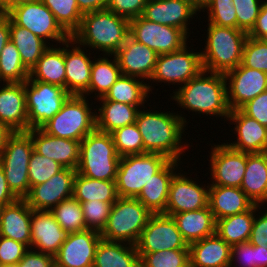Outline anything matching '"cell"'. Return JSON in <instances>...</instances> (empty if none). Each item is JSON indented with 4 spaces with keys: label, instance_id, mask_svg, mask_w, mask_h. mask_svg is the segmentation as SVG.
<instances>
[{
    "label": "cell",
    "instance_id": "obj_52",
    "mask_svg": "<svg viewBox=\"0 0 267 267\" xmlns=\"http://www.w3.org/2000/svg\"><path fill=\"white\" fill-rule=\"evenodd\" d=\"M148 0H110L106 9L129 20L142 16Z\"/></svg>",
    "mask_w": 267,
    "mask_h": 267
},
{
    "label": "cell",
    "instance_id": "obj_57",
    "mask_svg": "<svg viewBox=\"0 0 267 267\" xmlns=\"http://www.w3.org/2000/svg\"><path fill=\"white\" fill-rule=\"evenodd\" d=\"M248 36L267 40V0L263 2L256 24L248 33Z\"/></svg>",
    "mask_w": 267,
    "mask_h": 267
},
{
    "label": "cell",
    "instance_id": "obj_36",
    "mask_svg": "<svg viewBox=\"0 0 267 267\" xmlns=\"http://www.w3.org/2000/svg\"><path fill=\"white\" fill-rule=\"evenodd\" d=\"M147 82L144 80L121 75L110 87L109 91L98 101H116L133 106H145L150 97ZM146 102V103H145Z\"/></svg>",
    "mask_w": 267,
    "mask_h": 267
},
{
    "label": "cell",
    "instance_id": "obj_33",
    "mask_svg": "<svg viewBox=\"0 0 267 267\" xmlns=\"http://www.w3.org/2000/svg\"><path fill=\"white\" fill-rule=\"evenodd\" d=\"M51 46L43 53L37 63L29 71L30 80H37L65 88L64 42ZM61 45V46H60Z\"/></svg>",
    "mask_w": 267,
    "mask_h": 267
},
{
    "label": "cell",
    "instance_id": "obj_39",
    "mask_svg": "<svg viewBox=\"0 0 267 267\" xmlns=\"http://www.w3.org/2000/svg\"><path fill=\"white\" fill-rule=\"evenodd\" d=\"M255 217V205L246 212L216 220L215 233L230 246L248 242Z\"/></svg>",
    "mask_w": 267,
    "mask_h": 267
},
{
    "label": "cell",
    "instance_id": "obj_55",
    "mask_svg": "<svg viewBox=\"0 0 267 267\" xmlns=\"http://www.w3.org/2000/svg\"><path fill=\"white\" fill-rule=\"evenodd\" d=\"M240 110L267 127V90L244 104Z\"/></svg>",
    "mask_w": 267,
    "mask_h": 267
},
{
    "label": "cell",
    "instance_id": "obj_29",
    "mask_svg": "<svg viewBox=\"0 0 267 267\" xmlns=\"http://www.w3.org/2000/svg\"><path fill=\"white\" fill-rule=\"evenodd\" d=\"M190 267H229L231 246L216 233L189 244Z\"/></svg>",
    "mask_w": 267,
    "mask_h": 267
},
{
    "label": "cell",
    "instance_id": "obj_64",
    "mask_svg": "<svg viewBox=\"0 0 267 267\" xmlns=\"http://www.w3.org/2000/svg\"><path fill=\"white\" fill-rule=\"evenodd\" d=\"M190 3L201 13L212 0H189Z\"/></svg>",
    "mask_w": 267,
    "mask_h": 267
},
{
    "label": "cell",
    "instance_id": "obj_42",
    "mask_svg": "<svg viewBox=\"0 0 267 267\" xmlns=\"http://www.w3.org/2000/svg\"><path fill=\"white\" fill-rule=\"evenodd\" d=\"M50 212L67 234L87 229L81 203L73 196L61 201Z\"/></svg>",
    "mask_w": 267,
    "mask_h": 267
},
{
    "label": "cell",
    "instance_id": "obj_19",
    "mask_svg": "<svg viewBox=\"0 0 267 267\" xmlns=\"http://www.w3.org/2000/svg\"><path fill=\"white\" fill-rule=\"evenodd\" d=\"M101 239L100 232L92 229L67 234L54 256L55 267H93L96 248Z\"/></svg>",
    "mask_w": 267,
    "mask_h": 267
},
{
    "label": "cell",
    "instance_id": "obj_20",
    "mask_svg": "<svg viewBox=\"0 0 267 267\" xmlns=\"http://www.w3.org/2000/svg\"><path fill=\"white\" fill-rule=\"evenodd\" d=\"M84 49L88 53L71 37L64 42L65 89L70 95H84L89 89L93 60Z\"/></svg>",
    "mask_w": 267,
    "mask_h": 267
},
{
    "label": "cell",
    "instance_id": "obj_48",
    "mask_svg": "<svg viewBox=\"0 0 267 267\" xmlns=\"http://www.w3.org/2000/svg\"><path fill=\"white\" fill-rule=\"evenodd\" d=\"M207 12L208 23L220 27L237 28L236 8L232 0H212L201 12Z\"/></svg>",
    "mask_w": 267,
    "mask_h": 267
},
{
    "label": "cell",
    "instance_id": "obj_3",
    "mask_svg": "<svg viewBox=\"0 0 267 267\" xmlns=\"http://www.w3.org/2000/svg\"><path fill=\"white\" fill-rule=\"evenodd\" d=\"M129 35L130 20L104 9L83 14L71 38L85 48L101 51V55H114Z\"/></svg>",
    "mask_w": 267,
    "mask_h": 267
},
{
    "label": "cell",
    "instance_id": "obj_67",
    "mask_svg": "<svg viewBox=\"0 0 267 267\" xmlns=\"http://www.w3.org/2000/svg\"><path fill=\"white\" fill-rule=\"evenodd\" d=\"M106 4H108L110 2V0H103Z\"/></svg>",
    "mask_w": 267,
    "mask_h": 267
},
{
    "label": "cell",
    "instance_id": "obj_16",
    "mask_svg": "<svg viewBox=\"0 0 267 267\" xmlns=\"http://www.w3.org/2000/svg\"><path fill=\"white\" fill-rule=\"evenodd\" d=\"M180 170L171 179L168 200L166 204V215L173 216L177 213L195 211L208 207L209 183L199 184L196 178H189L187 174ZM186 174V175H185ZM195 179V181H194Z\"/></svg>",
    "mask_w": 267,
    "mask_h": 267
},
{
    "label": "cell",
    "instance_id": "obj_11",
    "mask_svg": "<svg viewBox=\"0 0 267 267\" xmlns=\"http://www.w3.org/2000/svg\"><path fill=\"white\" fill-rule=\"evenodd\" d=\"M28 130L41 128L62 108L70 94L62 86L37 80L24 82Z\"/></svg>",
    "mask_w": 267,
    "mask_h": 267
},
{
    "label": "cell",
    "instance_id": "obj_60",
    "mask_svg": "<svg viewBox=\"0 0 267 267\" xmlns=\"http://www.w3.org/2000/svg\"><path fill=\"white\" fill-rule=\"evenodd\" d=\"M10 40V19L5 16L0 19V53L2 49L6 45V43Z\"/></svg>",
    "mask_w": 267,
    "mask_h": 267
},
{
    "label": "cell",
    "instance_id": "obj_45",
    "mask_svg": "<svg viewBox=\"0 0 267 267\" xmlns=\"http://www.w3.org/2000/svg\"><path fill=\"white\" fill-rule=\"evenodd\" d=\"M140 267H190L189 249L138 253Z\"/></svg>",
    "mask_w": 267,
    "mask_h": 267
},
{
    "label": "cell",
    "instance_id": "obj_58",
    "mask_svg": "<svg viewBox=\"0 0 267 267\" xmlns=\"http://www.w3.org/2000/svg\"><path fill=\"white\" fill-rule=\"evenodd\" d=\"M17 199L9 189L5 173L0 165V208L15 202Z\"/></svg>",
    "mask_w": 267,
    "mask_h": 267
},
{
    "label": "cell",
    "instance_id": "obj_23",
    "mask_svg": "<svg viewBox=\"0 0 267 267\" xmlns=\"http://www.w3.org/2000/svg\"><path fill=\"white\" fill-rule=\"evenodd\" d=\"M122 75L149 81L157 62L158 54L149 47L134 40L130 35L114 54Z\"/></svg>",
    "mask_w": 267,
    "mask_h": 267
},
{
    "label": "cell",
    "instance_id": "obj_41",
    "mask_svg": "<svg viewBox=\"0 0 267 267\" xmlns=\"http://www.w3.org/2000/svg\"><path fill=\"white\" fill-rule=\"evenodd\" d=\"M29 78V70L21 61V56L9 40L0 53V83H22Z\"/></svg>",
    "mask_w": 267,
    "mask_h": 267
},
{
    "label": "cell",
    "instance_id": "obj_31",
    "mask_svg": "<svg viewBox=\"0 0 267 267\" xmlns=\"http://www.w3.org/2000/svg\"><path fill=\"white\" fill-rule=\"evenodd\" d=\"M240 188L254 204L267 205V152L247 153V166Z\"/></svg>",
    "mask_w": 267,
    "mask_h": 267
},
{
    "label": "cell",
    "instance_id": "obj_17",
    "mask_svg": "<svg viewBox=\"0 0 267 267\" xmlns=\"http://www.w3.org/2000/svg\"><path fill=\"white\" fill-rule=\"evenodd\" d=\"M77 171L63 168L44 183L32 186L24 198L32 210L51 211L61 201L73 196Z\"/></svg>",
    "mask_w": 267,
    "mask_h": 267
},
{
    "label": "cell",
    "instance_id": "obj_43",
    "mask_svg": "<svg viewBox=\"0 0 267 267\" xmlns=\"http://www.w3.org/2000/svg\"><path fill=\"white\" fill-rule=\"evenodd\" d=\"M53 13L57 23L71 37L80 27L83 14L76 0H40Z\"/></svg>",
    "mask_w": 267,
    "mask_h": 267
},
{
    "label": "cell",
    "instance_id": "obj_30",
    "mask_svg": "<svg viewBox=\"0 0 267 267\" xmlns=\"http://www.w3.org/2000/svg\"><path fill=\"white\" fill-rule=\"evenodd\" d=\"M209 186L208 206L215 221L246 212L255 205L239 187Z\"/></svg>",
    "mask_w": 267,
    "mask_h": 267
},
{
    "label": "cell",
    "instance_id": "obj_61",
    "mask_svg": "<svg viewBox=\"0 0 267 267\" xmlns=\"http://www.w3.org/2000/svg\"><path fill=\"white\" fill-rule=\"evenodd\" d=\"M256 267H267V245L256 246Z\"/></svg>",
    "mask_w": 267,
    "mask_h": 267
},
{
    "label": "cell",
    "instance_id": "obj_27",
    "mask_svg": "<svg viewBox=\"0 0 267 267\" xmlns=\"http://www.w3.org/2000/svg\"><path fill=\"white\" fill-rule=\"evenodd\" d=\"M0 236L31 248V208L25 199L0 208Z\"/></svg>",
    "mask_w": 267,
    "mask_h": 267
},
{
    "label": "cell",
    "instance_id": "obj_34",
    "mask_svg": "<svg viewBox=\"0 0 267 267\" xmlns=\"http://www.w3.org/2000/svg\"><path fill=\"white\" fill-rule=\"evenodd\" d=\"M101 102V103H100ZM94 106L96 112V129L102 132L111 133L114 130L134 124L139 110L146 106H133L116 101H99ZM98 107V108H97Z\"/></svg>",
    "mask_w": 267,
    "mask_h": 267
},
{
    "label": "cell",
    "instance_id": "obj_37",
    "mask_svg": "<svg viewBox=\"0 0 267 267\" xmlns=\"http://www.w3.org/2000/svg\"><path fill=\"white\" fill-rule=\"evenodd\" d=\"M102 56L101 54L98 56V58L94 56V61L91 65V80L89 89L84 94L86 97L89 95L91 96V94H95L94 97L96 100L104 97L109 91L110 87L122 75L117 59L114 55Z\"/></svg>",
    "mask_w": 267,
    "mask_h": 267
},
{
    "label": "cell",
    "instance_id": "obj_26",
    "mask_svg": "<svg viewBox=\"0 0 267 267\" xmlns=\"http://www.w3.org/2000/svg\"><path fill=\"white\" fill-rule=\"evenodd\" d=\"M0 122L13 132L28 131L24 82L0 83Z\"/></svg>",
    "mask_w": 267,
    "mask_h": 267
},
{
    "label": "cell",
    "instance_id": "obj_49",
    "mask_svg": "<svg viewBox=\"0 0 267 267\" xmlns=\"http://www.w3.org/2000/svg\"><path fill=\"white\" fill-rule=\"evenodd\" d=\"M80 203L83 210L86 228L96 230L101 233L108 222V217L114 203L102 202L99 200Z\"/></svg>",
    "mask_w": 267,
    "mask_h": 267
},
{
    "label": "cell",
    "instance_id": "obj_2",
    "mask_svg": "<svg viewBox=\"0 0 267 267\" xmlns=\"http://www.w3.org/2000/svg\"><path fill=\"white\" fill-rule=\"evenodd\" d=\"M226 83L223 73L203 70L183 86L174 89L169 98L182 110L227 120L231 110L227 101Z\"/></svg>",
    "mask_w": 267,
    "mask_h": 267
},
{
    "label": "cell",
    "instance_id": "obj_47",
    "mask_svg": "<svg viewBox=\"0 0 267 267\" xmlns=\"http://www.w3.org/2000/svg\"><path fill=\"white\" fill-rule=\"evenodd\" d=\"M242 64L267 73V40L248 36L243 46Z\"/></svg>",
    "mask_w": 267,
    "mask_h": 267
},
{
    "label": "cell",
    "instance_id": "obj_62",
    "mask_svg": "<svg viewBox=\"0 0 267 267\" xmlns=\"http://www.w3.org/2000/svg\"><path fill=\"white\" fill-rule=\"evenodd\" d=\"M11 131L5 124L0 122V154L5 146L6 140L8 136L12 133Z\"/></svg>",
    "mask_w": 267,
    "mask_h": 267
},
{
    "label": "cell",
    "instance_id": "obj_50",
    "mask_svg": "<svg viewBox=\"0 0 267 267\" xmlns=\"http://www.w3.org/2000/svg\"><path fill=\"white\" fill-rule=\"evenodd\" d=\"M236 8L237 29L249 33L255 26L257 17L264 1L262 0H232Z\"/></svg>",
    "mask_w": 267,
    "mask_h": 267
},
{
    "label": "cell",
    "instance_id": "obj_8",
    "mask_svg": "<svg viewBox=\"0 0 267 267\" xmlns=\"http://www.w3.org/2000/svg\"><path fill=\"white\" fill-rule=\"evenodd\" d=\"M152 213L137 199L119 197L113 204L101 237L135 245Z\"/></svg>",
    "mask_w": 267,
    "mask_h": 267
},
{
    "label": "cell",
    "instance_id": "obj_4",
    "mask_svg": "<svg viewBox=\"0 0 267 267\" xmlns=\"http://www.w3.org/2000/svg\"><path fill=\"white\" fill-rule=\"evenodd\" d=\"M206 32L205 48L200 49L205 71L225 74L242 63L247 32L210 23Z\"/></svg>",
    "mask_w": 267,
    "mask_h": 267
},
{
    "label": "cell",
    "instance_id": "obj_38",
    "mask_svg": "<svg viewBox=\"0 0 267 267\" xmlns=\"http://www.w3.org/2000/svg\"><path fill=\"white\" fill-rule=\"evenodd\" d=\"M10 40L16 46L21 61L30 71L43 53L51 46L28 29L15 25L10 20Z\"/></svg>",
    "mask_w": 267,
    "mask_h": 267
},
{
    "label": "cell",
    "instance_id": "obj_53",
    "mask_svg": "<svg viewBox=\"0 0 267 267\" xmlns=\"http://www.w3.org/2000/svg\"><path fill=\"white\" fill-rule=\"evenodd\" d=\"M238 263V264H237ZM256 267V246L249 241L231 246L229 267Z\"/></svg>",
    "mask_w": 267,
    "mask_h": 267
},
{
    "label": "cell",
    "instance_id": "obj_22",
    "mask_svg": "<svg viewBox=\"0 0 267 267\" xmlns=\"http://www.w3.org/2000/svg\"><path fill=\"white\" fill-rule=\"evenodd\" d=\"M197 12L189 0H148L142 16L154 23L179 28L190 36V19H194Z\"/></svg>",
    "mask_w": 267,
    "mask_h": 267
},
{
    "label": "cell",
    "instance_id": "obj_46",
    "mask_svg": "<svg viewBox=\"0 0 267 267\" xmlns=\"http://www.w3.org/2000/svg\"><path fill=\"white\" fill-rule=\"evenodd\" d=\"M64 167L58 162L38 154L33 150L28 165V179L30 188L49 180Z\"/></svg>",
    "mask_w": 267,
    "mask_h": 267
},
{
    "label": "cell",
    "instance_id": "obj_35",
    "mask_svg": "<svg viewBox=\"0 0 267 267\" xmlns=\"http://www.w3.org/2000/svg\"><path fill=\"white\" fill-rule=\"evenodd\" d=\"M93 267H140V257L133 244L101 239Z\"/></svg>",
    "mask_w": 267,
    "mask_h": 267
},
{
    "label": "cell",
    "instance_id": "obj_63",
    "mask_svg": "<svg viewBox=\"0 0 267 267\" xmlns=\"http://www.w3.org/2000/svg\"><path fill=\"white\" fill-rule=\"evenodd\" d=\"M28 1H33V0H0V3L4 10L7 12L14 6L21 4V3H26Z\"/></svg>",
    "mask_w": 267,
    "mask_h": 267
},
{
    "label": "cell",
    "instance_id": "obj_10",
    "mask_svg": "<svg viewBox=\"0 0 267 267\" xmlns=\"http://www.w3.org/2000/svg\"><path fill=\"white\" fill-rule=\"evenodd\" d=\"M186 44L182 49L168 54L158 55L154 72L148 81L149 93L153 91L152 84L155 82L164 85H175L179 87L186 84L192 78L198 76L204 69L200 52ZM194 50V51H193ZM151 83V85H150Z\"/></svg>",
    "mask_w": 267,
    "mask_h": 267
},
{
    "label": "cell",
    "instance_id": "obj_51",
    "mask_svg": "<svg viewBox=\"0 0 267 267\" xmlns=\"http://www.w3.org/2000/svg\"><path fill=\"white\" fill-rule=\"evenodd\" d=\"M28 250L25 244L0 236V266L17 264Z\"/></svg>",
    "mask_w": 267,
    "mask_h": 267
},
{
    "label": "cell",
    "instance_id": "obj_15",
    "mask_svg": "<svg viewBox=\"0 0 267 267\" xmlns=\"http://www.w3.org/2000/svg\"><path fill=\"white\" fill-rule=\"evenodd\" d=\"M213 145L208 160L211 173L209 185L240 188L247 166V153L234 150L225 142Z\"/></svg>",
    "mask_w": 267,
    "mask_h": 267
},
{
    "label": "cell",
    "instance_id": "obj_25",
    "mask_svg": "<svg viewBox=\"0 0 267 267\" xmlns=\"http://www.w3.org/2000/svg\"><path fill=\"white\" fill-rule=\"evenodd\" d=\"M66 236L50 211L31 209V249L55 256Z\"/></svg>",
    "mask_w": 267,
    "mask_h": 267
},
{
    "label": "cell",
    "instance_id": "obj_12",
    "mask_svg": "<svg viewBox=\"0 0 267 267\" xmlns=\"http://www.w3.org/2000/svg\"><path fill=\"white\" fill-rule=\"evenodd\" d=\"M6 16L17 26L24 27L46 41L62 44L70 36L57 23L53 13L40 0L21 3L6 12Z\"/></svg>",
    "mask_w": 267,
    "mask_h": 267
},
{
    "label": "cell",
    "instance_id": "obj_14",
    "mask_svg": "<svg viewBox=\"0 0 267 267\" xmlns=\"http://www.w3.org/2000/svg\"><path fill=\"white\" fill-rule=\"evenodd\" d=\"M138 253L189 249L176 221L164 213L152 214L135 244Z\"/></svg>",
    "mask_w": 267,
    "mask_h": 267
},
{
    "label": "cell",
    "instance_id": "obj_54",
    "mask_svg": "<svg viewBox=\"0 0 267 267\" xmlns=\"http://www.w3.org/2000/svg\"><path fill=\"white\" fill-rule=\"evenodd\" d=\"M261 208L263 207L255 204V217L249 238V242L254 246L267 245V208L264 206V211Z\"/></svg>",
    "mask_w": 267,
    "mask_h": 267
},
{
    "label": "cell",
    "instance_id": "obj_32",
    "mask_svg": "<svg viewBox=\"0 0 267 267\" xmlns=\"http://www.w3.org/2000/svg\"><path fill=\"white\" fill-rule=\"evenodd\" d=\"M172 217L188 245L215 234L216 221L209 206L195 211L177 213Z\"/></svg>",
    "mask_w": 267,
    "mask_h": 267
},
{
    "label": "cell",
    "instance_id": "obj_44",
    "mask_svg": "<svg viewBox=\"0 0 267 267\" xmlns=\"http://www.w3.org/2000/svg\"><path fill=\"white\" fill-rule=\"evenodd\" d=\"M120 157L144 154V144L137 125L131 124L110 133Z\"/></svg>",
    "mask_w": 267,
    "mask_h": 267
},
{
    "label": "cell",
    "instance_id": "obj_24",
    "mask_svg": "<svg viewBox=\"0 0 267 267\" xmlns=\"http://www.w3.org/2000/svg\"><path fill=\"white\" fill-rule=\"evenodd\" d=\"M34 151L46 156L64 168L76 170L80 160V141L58 138L44 132L41 128L29 129Z\"/></svg>",
    "mask_w": 267,
    "mask_h": 267
},
{
    "label": "cell",
    "instance_id": "obj_5",
    "mask_svg": "<svg viewBox=\"0 0 267 267\" xmlns=\"http://www.w3.org/2000/svg\"><path fill=\"white\" fill-rule=\"evenodd\" d=\"M119 160L111 134L95 129L80 142L76 171L92 179L115 181Z\"/></svg>",
    "mask_w": 267,
    "mask_h": 267
},
{
    "label": "cell",
    "instance_id": "obj_18",
    "mask_svg": "<svg viewBox=\"0 0 267 267\" xmlns=\"http://www.w3.org/2000/svg\"><path fill=\"white\" fill-rule=\"evenodd\" d=\"M224 75L230 110L240 109L267 90V73L245 67L242 63Z\"/></svg>",
    "mask_w": 267,
    "mask_h": 267
},
{
    "label": "cell",
    "instance_id": "obj_7",
    "mask_svg": "<svg viewBox=\"0 0 267 267\" xmlns=\"http://www.w3.org/2000/svg\"><path fill=\"white\" fill-rule=\"evenodd\" d=\"M33 150L31 135L27 131H15L8 136L0 154L8 187L18 199H24L31 189L28 165Z\"/></svg>",
    "mask_w": 267,
    "mask_h": 267
},
{
    "label": "cell",
    "instance_id": "obj_9",
    "mask_svg": "<svg viewBox=\"0 0 267 267\" xmlns=\"http://www.w3.org/2000/svg\"><path fill=\"white\" fill-rule=\"evenodd\" d=\"M169 161L170 159L159 153L120 157L115 180L118 196L137 198L146 182Z\"/></svg>",
    "mask_w": 267,
    "mask_h": 267
},
{
    "label": "cell",
    "instance_id": "obj_56",
    "mask_svg": "<svg viewBox=\"0 0 267 267\" xmlns=\"http://www.w3.org/2000/svg\"><path fill=\"white\" fill-rule=\"evenodd\" d=\"M18 267H55V258L51 254L29 249L17 263Z\"/></svg>",
    "mask_w": 267,
    "mask_h": 267
},
{
    "label": "cell",
    "instance_id": "obj_65",
    "mask_svg": "<svg viewBox=\"0 0 267 267\" xmlns=\"http://www.w3.org/2000/svg\"><path fill=\"white\" fill-rule=\"evenodd\" d=\"M5 16H6V11L4 10V8L2 7L0 3V19L4 18Z\"/></svg>",
    "mask_w": 267,
    "mask_h": 267
},
{
    "label": "cell",
    "instance_id": "obj_40",
    "mask_svg": "<svg viewBox=\"0 0 267 267\" xmlns=\"http://www.w3.org/2000/svg\"><path fill=\"white\" fill-rule=\"evenodd\" d=\"M73 197L79 202L99 200L108 203L119 198L115 181L92 179L79 173L74 179Z\"/></svg>",
    "mask_w": 267,
    "mask_h": 267
},
{
    "label": "cell",
    "instance_id": "obj_1",
    "mask_svg": "<svg viewBox=\"0 0 267 267\" xmlns=\"http://www.w3.org/2000/svg\"><path fill=\"white\" fill-rule=\"evenodd\" d=\"M144 109L147 108L139 110L135 121L143 139L144 154L159 153L170 160L182 162L181 156H184L185 150L193 147L187 141H183L182 136L185 135L188 124L185 115L172 112L174 110L159 112L152 110V107L151 110Z\"/></svg>",
    "mask_w": 267,
    "mask_h": 267
},
{
    "label": "cell",
    "instance_id": "obj_59",
    "mask_svg": "<svg viewBox=\"0 0 267 267\" xmlns=\"http://www.w3.org/2000/svg\"><path fill=\"white\" fill-rule=\"evenodd\" d=\"M82 14L106 9L107 4L103 0H76Z\"/></svg>",
    "mask_w": 267,
    "mask_h": 267
},
{
    "label": "cell",
    "instance_id": "obj_21",
    "mask_svg": "<svg viewBox=\"0 0 267 267\" xmlns=\"http://www.w3.org/2000/svg\"><path fill=\"white\" fill-rule=\"evenodd\" d=\"M227 121L228 124L234 125L232 131L234 130L233 134L237 135V141L226 142L229 147L249 154L267 152V127L240 109L231 110Z\"/></svg>",
    "mask_w": 267,
    "mask_h": 267
},
{
    "label": "cell",
    "instance_id": "obj_6",
    "mask_svg": "<svg viewBox=\"0 0 267 267\" xmlns=\"http://www.w3.org/2000/svg\"><path fill=\"white\" fill-rule=\"evenodd\" d=\"M86 99L84 95H70L61 110L41 129L54 137L81 142L87 134L96 129V111L91 106L96 102L89 104L91 102Z\"/></svg>",
    "mask_w": 267,
    "mask_h": 267
},
{
    "label": "cell",
    "instance_id": "obj_66",
    "mask_svg": "<svg viewBox=\"0 0 267 267\" xmlns=\"http://www.w3.org/2000/svg\"><path fill=\"white\" fill-rule=\"evenodd\" d=\"M0 267H18L17 264L14 265H5V266H0Z\"/></svg>",
    "mask_w": 267,
    "mask_h": 267
},
{
    "label": "cell",
    "instance_id": "obj_28",
    "mask_svg": "<svg viewBox=\"0 0 267 267\" xmlns=\"http://www.w3.org/2000/svg\"><path fill=\"white\" fill-rule=\"evenodd\" d=\"M180 161L170 160L146 182L137 199L152 213H165L171 179L180 169Z\"/></svg>",
    "mask_w": 267,
    "mask_h": 267
},
{
    "label": "cell",
    "instance_id": "obj_13",
    "mask_svg": "<svg viewBox=\"0 0 267 267\" xmlns=\"http://www.w3.org/2000/svg\"><path fill=\"white\" fill-rule=\"evenodd\" d=\"M130 36L153 49L158 55L178 51L188 44L189 40V36L183 30L154 23L143 16L130 20Z\"/></svg>",
    "mask_w": 267,
    "mask_h": 267
}]
</instances>
